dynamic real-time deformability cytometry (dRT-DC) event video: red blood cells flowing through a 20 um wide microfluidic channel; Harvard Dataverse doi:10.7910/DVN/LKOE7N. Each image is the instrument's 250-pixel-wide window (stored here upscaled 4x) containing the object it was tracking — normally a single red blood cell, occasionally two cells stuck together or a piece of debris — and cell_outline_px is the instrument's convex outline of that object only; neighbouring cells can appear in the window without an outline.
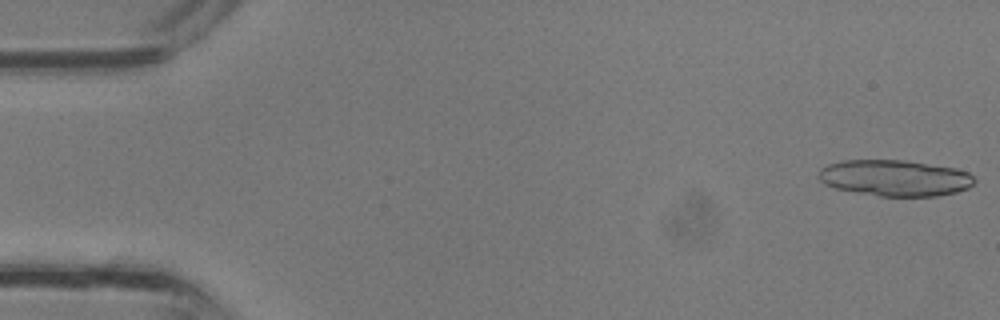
{"species": "common noctule bat (a hibernating species)", "species_latin": "Nyctalus noctula", "temperature_condition": "room temperature", "stored_images_in_passage": 11, "camera_frame_rate_fps": 3000, "um_per_image_px": 0.085, "animal": {"sex": "male", "body_mass_g": 13.3}, "frame": {"image": 1, "passage_image": 1, "time_ms": 0.0, "image_size_px": [1000, 320], "cell_outline_px": [[976, 180], [968, 188], [956, 192], [936, 196], [880, 196], [856, 192], [836, 188], [824, 184], [820, 180], [820, 168], [828, 164], [840, 160], [904, 160], [956, 168], [968, 172]], "centroid_in_image_um": [76.07, 15.12], "position_along_channel_um": 8.9, "area_um2": 32.77}}